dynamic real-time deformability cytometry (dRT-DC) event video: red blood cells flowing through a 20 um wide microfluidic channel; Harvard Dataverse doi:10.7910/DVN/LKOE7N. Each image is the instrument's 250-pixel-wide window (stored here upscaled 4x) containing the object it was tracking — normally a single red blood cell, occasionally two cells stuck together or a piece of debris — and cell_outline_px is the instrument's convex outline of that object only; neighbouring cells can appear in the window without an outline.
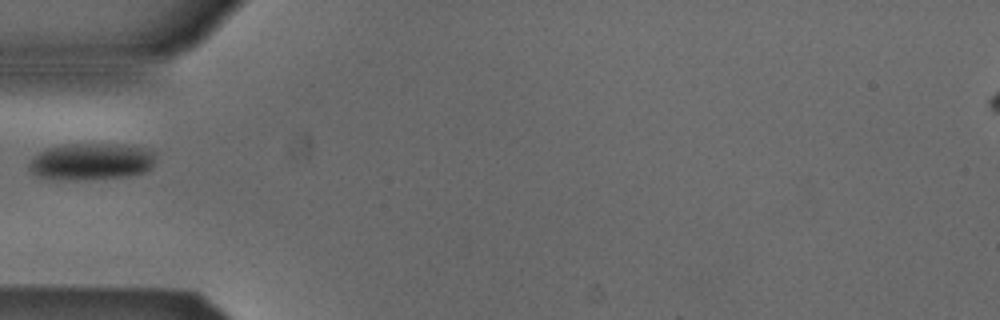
{"species": "Egyptian fruit bat (a non-hibernating species)", "species_latin": "Rousettus aegyptiacus", "temperature_condition": "cold", "stored_images_in_passage": 36, "camera_frame_rate_fps": 3000, "um_per_image_px": 0.085, "animal": {"sex": "male"}, "frame": {"image": 1, "passage_image": 1, "time_ms": 0.0, "image_size_px": [1000, 320], "cell_outline_px": [[156, 152], [152, 168], [144, 172], [128, 176], [76, 180], [36, 176], [28, 168], [28, 160], [44, 148], [64, 144], [124, 144], [148, 148]], "centroid_in_image_um": [7.76, 13.71], "position_along_channel_um": 77.2, "area_um2": 27.51}}
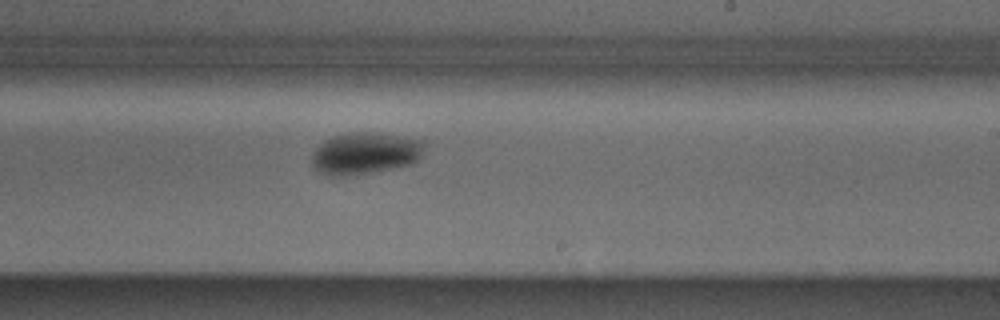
{"frame": {"image": 2, "passage_image": 15, "time_ms": 4.667, "image_size_px": [1000, 320], "cell_outline_px": [[424, 152], [420, 160], [412, 164], [396, 168], [372, 172], [340, 176], [332, 176], [320, 172], [312, 168], [312, 152], [324, 140], [332, 136], [348, 132], [380, 132], [424, 140]], "centroid_in_image_um": [31.06, 13.02], "position_along_channel_um": 257.9, "area_um2": 27.98}}
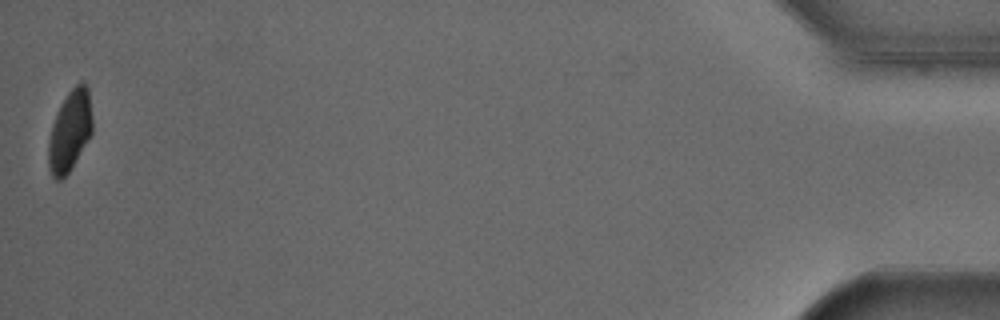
{"frame": {"image": 3, "passage_image": 36, "time_ms": 11.667, "image_size_px": [1000, 320], "cell_outline_px": [[92, 132], [68, 172], [60, 180], [56, 180], [52, 176], [48, 168], [48, 140], [52, 124], [56, 112], [60, 104], [68, 92], [80, 80], [88, 88], [92, 116]], "centroid_in_image_um": [5.91, 11.1], "position_along_channel_um": 429.3, "area_um2": 20.58}}